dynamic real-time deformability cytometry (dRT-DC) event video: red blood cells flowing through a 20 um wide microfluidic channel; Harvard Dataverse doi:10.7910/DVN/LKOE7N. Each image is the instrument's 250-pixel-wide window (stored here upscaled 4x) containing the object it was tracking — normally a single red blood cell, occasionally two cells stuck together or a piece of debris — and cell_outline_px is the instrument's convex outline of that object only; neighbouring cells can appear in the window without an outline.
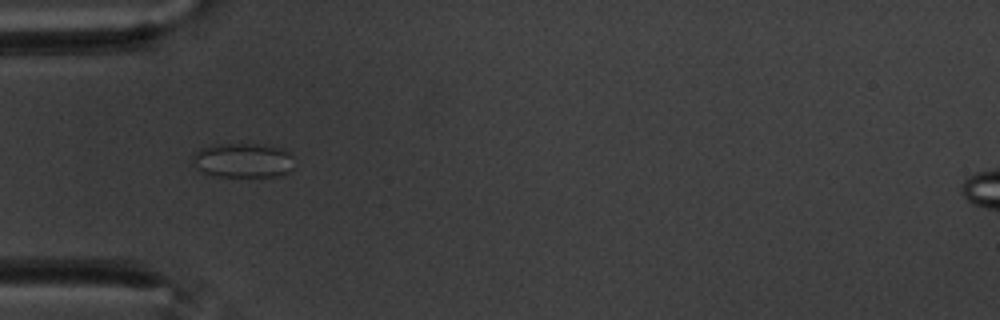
{"species": "common noctule bat (a hibernating species)", "species_latin": "Nyctalus noctula", "temperature_condition": "warm", "stored_images_in_passage": 15, "camera_frame_rate_fps": 3000, "um_per_image_px": 0.085, "animal": {"sex": "male", "body_mass_g": 20.1, "forearm_length_mm": 53.5}, "frame": {"image": 1, "passage_image": 1, "time_ms": 0.0, "image_size_px": [1000, 320], "cell_outline_px": [[292, 168], [288, 172], [280, 176], [220, 176], [204, 172], [192, 164], [192, 152], [200, 148], [220, 144], [264, 144], [284, 148], [288, 152]], "centroid_in_image_um": [20.62, 13.61], "position_along_channel_um": 64.4, "area_um2": 20.35}}